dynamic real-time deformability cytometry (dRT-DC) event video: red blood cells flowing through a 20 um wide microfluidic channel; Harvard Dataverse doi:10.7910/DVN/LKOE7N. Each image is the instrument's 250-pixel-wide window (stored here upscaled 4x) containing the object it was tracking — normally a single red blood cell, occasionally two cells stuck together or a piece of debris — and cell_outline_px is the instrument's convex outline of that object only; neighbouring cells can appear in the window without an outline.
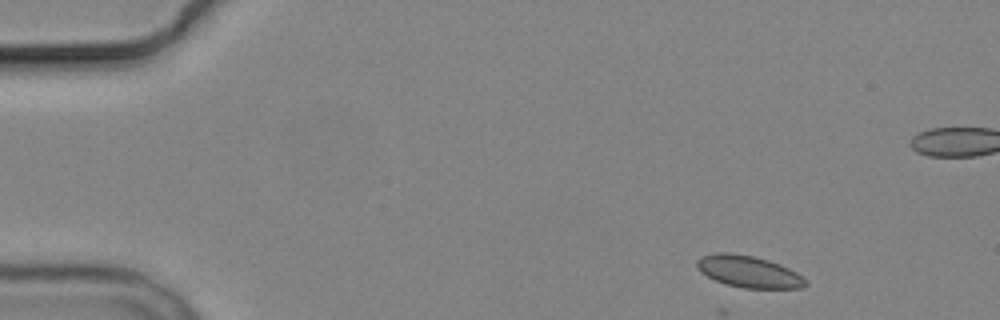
{"species": "common noctule bat (a hibernating species)", "species_latin": "Nyctalus noctula", "temperature_condition": "cold", "stored_images_in_passage": 4, "camera_frame_rate_fps": 3000, "um_per_image_px": 0.085, "animal": {"sex": "male", "body_mass_g": 19.2, "forearm_length_mm": 51.8}, "frame": {"image": 1, "passage_image": 1, "time_ms": 0.0, "image_size_px": [1000, 320], "cell_outline_px": [[808, 284], [800, 288], [744, 288], [724, 284], [700, 272], [696, 268], [696, 260], [700, 256], [716, 252], [728, 252], [752, 256], [768, 260], [780, 264], [796, 272], [808, 280]], "centroid_in_image_um": [63.61, 23.08], "position_along_channel_um": 21.4, "area_um2": 20.23}}